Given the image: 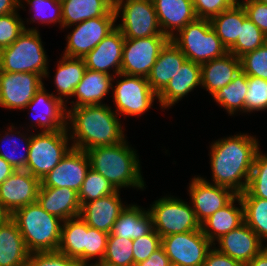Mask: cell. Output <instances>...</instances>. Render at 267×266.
<instances>
[{"mask_svg":"<svg viewBox=\"0 0 267 266\" xmlns=\"http://www.w3.org/2000/svg\"><path fill=\"white\" fill-rule=\"evenodd\" d=\"M170 259L161 246L155 250L146 260L136 264L135 266H168Z\"/></svg>","mask_w":267,"mask_h":266,"instance_id":"52","label":"cell"},{"mask_svg":"<svg viewBox=\"0 0 267 266\" xmlns=\"http://www.w3.org/2000/svg\"><path fill=\"white\" fill-rule=\"evenodd\" d=\"M152 2L161 31L169 38L197 19L193 0H152Z\"/></svg>","mask_w":267,"mask_h":266,"instance_id":"22","label":"cell"},{"mask_svg":"<svg viewBox=\"0 0 267 266\" xmlns=\"http://www.w3.org/2000/svg\"><path fill=\"white\" fill-rule=\"evenodd\" d=\"M113 82L116 84H112V96L116 105L115 112L119 116L142 115L153 106L154 100L158 99L146 77L119 73L114 76Z\"/></svg>","mask_w":267,"mask_h":266,"instance_id":"10","label":"cell"},{"mask_svg":"<svg viewBox=\"0 0 267 266\" xmlns=\"http://www.w3.org/2000/svg\"><path fill=\"white\" fill-rule=\"evenodd\" d=\"M246 18L245 9L238 1L231 8L210 19L213 30L227 50L240 37L241 27Z\"/></svg>","mask_w":267,"mask_h":266,"instance_id":"34","label":"cell"},{"mask_svg":"<svg viewBox=\"0 0 267 266\" xmlns=\"http://www.w3.org/2000/svg\"><path fill=\"white\" fill-rule=\"evenodd\" d=\"M266 42V35L249 18H246L241 27L240 37L228 49V52L240 58L244 54L264 45Z\"/></svg>","mask_w":267,"mask_h":266,"instance_id":"39","label":"cell"},{"mask_svg":"<svg viewBox=\"0 0 267 266\" xmlns=\"http://www.w3.org/2000/svg\"><path fill=\"white\" fill-rule=\"evenodd\" d=\"M67 111L72 148L86 151L97 146L119 144L126 139L119 115L105 103L72 107Z\"/></svg>","mask_w":267,"mask_h":266,"instance_id":"2","label":"cell"},{"mask_svg":"<svg viewBox=\"0 0 267 266\" xmlns=\"http://www.w3.org/2000/svg\"><path fill=\"white\" fill-rule=\"evenodd\" d=\"M27 266H82L76 259L58 251L32 252Z\"/></svg>","mask_w":267,"mask_h":266,"instance_id":"47","label":"cell"},{"mask_svg":"<svg viewBox=\"0 0 267 266\" xmlns=\"http://www.w3.org/2000/svg\"><path fill=\"white\" fill-rule=\"evenodd\" d=\"M20 0H0V16L19 11Z\"/></svg>","mask_w":267,"mask_h":266,"instance_id":"53","label":"cell"},{"mask_svg":"<svg viewBox=\"0 0 267 266\" xmlns=\"http://www.w3.org/2000/svg\"><path fill=\"white\" fill-rule=\"evenodd\" d=\"M14 129L16 131H14ZM15 135L18 137H15ZM21 138L25 144L24 149H23L25 153H22L21 151L19 153V151L17 150V148L21 147L18 143L21 141ZM30 140H31V135L27 136L26 134H24V132L20 133V131H17V128H15V126L13 125L9 126L8 130L5 131L4 136H0V142L2 141L4 143V146L11 143V145L10 144L7 145L8 149H10V146H13V147H11L12 150L10 149V151L7 152L6 150H4L6 149V147L2 150L3 146H0V157L5 159L15 170H25L27 162H28ZM4 141H7V142H4Z\"/></svg>","mask_w":267,"mask_h":266,"instance_id":"36","label":"cell"},{"mask_svg":"<svg viewBox=\"0 0 267 266\" xmlns=\"http://www.w3.org/2000/svg\"><path fill=\"white\" fill-rule=\"evenodd\" d=\"M20 0V7L24 8ZM29 6V12L33 10L34 14L31 20L27 18V22H40L41 24H60L62 29V8L59 0H24Z\"/></svg>","mask_w":267,"mask_h":266,"instance_id":"42","label":"cell"},{"mask_svg":"<svg viewBox=\"0 0 267 266\" xmlns=\"http://www.w3.org/2000/svg\"><path fill=\"white\" fill-rule=\"evenodd\" d=\"M240 198L244 207V222L257 234V236L263 243L266 242L267 200L257 197Z\"/></svg>","mask_w":267,"mask_h":266,"instance_id":"37","label":"cell"},{"mask_svg":"<svg viewBox=\"0 0 267 266\" xmlns=\"http://www.w3.org/2000/svg\"><path fill=\"white\" fill-rule=\"evenodd\" d=\"M116 18L122 22L116 27L125 39L166 36L162 33L152 0H114Z\"/></svg>","mask_w":267,"mask_h":266,"instance_id":"9","label":"cell"},{"mask_svg":"<svg viewBox=\"0 0 267 266\" xmlns=\"http://www.w3.org/2000/svg\"><path fill=\"white\" fill-rule=\"evenodd\" d=\"M217 242V247V243L213 246L219 252L241 262L243 265L251 261L266 247V244L245 222L223 235Z\"/></svg>","mask_w":267,"mask_h":266,"instance_id":"19","label":"cell"},{"mask_svg":"<svg viewBox=\"0 0 267 266\" xmlns=\"http://www.w3.org/2000/svg\"><path fill=\"white\" fill-rule=\"evenodd\" d=\"M188 188L190 203L200 224L237 195L231 189L212 184L198 175L191 179Z\"/></svg>","mask_w":267,"mask_h":266,"instance_id":"15","label":"cell"},{"mask_svg":"<svg viewBox=\"0 0 267 266\" xmlns=\"http://www.w3.org/2000/svg\"><path fill=\"white\" fill-rule=\"evenodd\" d=\"M248 89L245 98V113L267 109V80L248 76Z\"/></svg>","mask_w":267,"mask_h":266,"instance_id":"44","label":"cell"},{"mask_svg":"<svg viewBox=\"0 0 267 266\" xmlns=\"http://www.w3.org/2000/svg\"><path fill=\"white\" fill-rule=\"evenodd\" d=\"M161 247V237L153 229L149 234L133 240L132 251L134 264L146 260L155 250Z\"/></svg>","mask_w":267,"mask_h":266,"instance_id":"48","label":"cell"},{"mask_svg":"<svg viewBox=\"0 0 267 266\" xmlns=\"http://www.w3.org/2000/svg\"><path fill=\"white\" fill-rule=\"evenodd\" d=\"M132 244L133 240L110 233L104 258L98 266H135Z\"/></svg>","mask_w":267,"mask_h":266,"instance_id":"38","label":"cell"},{"mask_svg":"<svg viewBox=\"0 0 267 266\" xmlns=\"http://www.w3.org/2000/svg\"><path fill=\"white\" fill-rule=\"evenodd\" d=\"M109 234L86 224V247H84V265H99L105 255ZM97 258L95 263L89 264Z\"/></svg>","mask_w":267,"mask_h":266,"instance_id":"43","label":"cell"},{"mask_svg":"<svg viewBox=\"0 0 267 266\" xmlns=\"http://www.w3.org/2000/svg\"><path fill=\"white\" fill-rule=\"evenodd\" d=\"M82 266H98V265H82Z\"/></svg>","mask_w":267,"mask_h":266,"instance_id":"59","label":"cell"},{"mask_svg":"<svg viewBox=\"0 0 267 266\" xmlns=\"http://www.w3.org/2000/svg\"><path fill=\"white\" fill-rule=\"evenodd\" d=\"M240 71V58L228 52L220 58L201 64V87L213 95L228 85Z\"/></svg>","mask_w":267,"mask_h":266,"instance_id":"25","label":"cell"},{"mask_svg":"<svg viewBox=\"0 0 267 266\" xmlns=\"http://www.w3.org/2000/svg\"><path fill=\"white\" fill-rule=\"evenodd\" d=\"M10 218L30 253L58 250L63 220L46 212L38 202L18 208Z\"/></svg>","mask_w":267,"mask_h":266,"instance_id":"4","label":"cell"},{"mask_svg":"<svg viewBox=\"0 0 267 266\" xmlns=\"http://www.w3.org/2000/svg\"><path fill=\"white\" fill-rule=\"evenodd\" d=\"M85 152L90 168L106 178L116 190L145 188L137 151L128 145L127 139L119 144L97 146Z\"/></svg>","mask_w":267,"mask_h":266,"instance_id":"3","label":"cell"},{"mask_svg":"<svg viewBox=\"0 0 267 266\" xmlns=\"http://www.w3.org/2000/svg\"><path fill=\"white\" fill-rule=\"evenodd\" d=\"M86 69L83 58H72L63 55L59 59L54 76V84L59 99L67 103L68 99L73 97L75 89L82 80Z\"/></svg>","mask_w":267,"mask_h":266,"instance_id":"32","label":"cell"},{"mask_svg":"<svg viewBox=\"0 0 267 266\" xmlns=\"http://www.w3.org/2000/svg\"><path fill=\"white\" fill-rule=\"evenodd\" d=\"M241 70L247 76H255L267 80V42L240 57Z\"/></svg>","mask_w":267,"mask_h":266,"instance_id":"45","label":"cell"},{"mask_svg":"<svg viewBox=\"0 0 267 266\" xmlns=\"http://www.w3.org/2000/svg\"><path fill=\"white\" fill-rule=\"evenodd\" d=\"M238 1L245 9L247 18H249L267 37V5L259 0Z\"/></svg>","mask_w":267,"mask_h":266,"instance_id":"50","label":"cell"},{"mask_svg":"<svg viewBox=\"0 0 267 266\" xmlns=\"http://www.w3.org/2000/svg\"><path fill=\"white\" fill-rule=\"evenodd\" d=\"M69 141L68 129L40 131L38 134L32 132L25 170L42 180L72 148Z\"/></svg>","mask_w":267,"mask_h":266,"instance_id":"7","label":"cell"},{"mask_svg":"<svg viewBox=\"0 0 267 266\" xmlns=\"http://www.w3.org/2000/svg\"><path fill=\"white\" fill-rule=\"evenodd\" d=\"M199 85L201 86V64L186 60L167 86L158 94L157 100L161 109H169Z\"/></svg>","mask_w":267,"mask_h":266,"instance_id":"23","label":"cell"},{"mask_svg":"<svg viewBox=\"0 0 267 266\" xmlns=\"http://www.w3.org/2000/svg\"><path fill=\"white\" fill-rule=\"evenodd\" d=\"M114 76L86 69L84 76L77 85L74 96L76 101H71V107L84 105H102V100L112 89Z\"/></svg>","mask_w":267,"mask_h":266,"instance_id":"30","label":"cell"},{"mask_svg":"<svg viewBox=\"0 0 267 266\" xmlns=\"http://www.w3.org/2000/svg\"><path fill=\"white\" fill-rule=\"evenodd\" d=\"M210 148L211 183L227 187L237 195L244 192L260 149L258 139L240 133L218 139L212 142Z\"/></svg>","mask_w":267,"mask_h":266,"instance_id":"1","label":"cell"},{"mask_svg":"<svg viewBox=\"0 0 267 266\" xmlns=\"http://www.w3.org/2000/svg\"><path fill=\"white\" fill-rule=\"evenodd\" d=\"M41 180L26 170H16L0 185V205L10 216L15 210L37 202Z\"/></svg>","mask_w":267,"mask_h":266,"instance_id":"17","label":"cell"},{"mask_svg":"<svg viewBox=\"0 0 267 266\" xmlns=\"http://www.w3.org/2000/svg\"><path fill=\"white\" fill-rule=\"evenodd\" d=\"M116 20V14H106L76 24L66 37L67 46L63 55L84 58L116 28Z\"/></svg>","mask_w":267,"mask_h":266,"instance_id":"13","label":"cell"},{"mask_svg":"<svg viewBox=\"0 0 267 266\" xmlns=\"http://www.w3.org/2000/svg\"><path fill=\"white\" fill-rule=\"evenodd\" d=\"M161 246L171 263L179 266H203L213 244L202 230H195L162 237Z\"/></svg>","mask_w":267,"mask_h":266,"instance_id":"12","label":"cell"},{"mask_svg":"<svg viewBox=\"0 0 267 266\" xmlns=\"http://www.w3.org/2000/svg\"><path fill=\"white\" fill-rule=\"evenodd\" d=\"M152 230V218L148 209L145 210L137 204H129L121 211L111 233L134 240L149 234Z\"/></svg>","mask_w":267,"mask_h":266,"instance_id":"31","label":"cell"},{"mask_svg":"<svg viewBox=\"0 0 267 266\" xmlns=\"http://www.w3.org/2000/svg\"><path fill=\"white\" fill-rule=\"evenodd\" d=\"M116 189L100 173L89 169L86 173L85 180L78 192L80 204L97 200L101 197L114 193Z\"/></svg>","mask_w":267,"mask_h":266,"instance_id":"41","label":"cell"},{"mask_svg":"<svg viewBox=\"0 0 267 266\" xmlns=\"http://www.w3.org/2000/svg\"><path fill=\"white\" fill-rule=\"evenodd\" d=\"M148 211L152 218L153 229L165 237L171 234L201 230L192 205L173 197L163 196L150 204Z\"/></svg>","mask_w":267,"mask_h":266,"instance_id":"8","label":"cell"},{"mask_svg":"<svg viewBox=\"0 0 267 266\" xmlns=\"http://www.w3.org/2000/svg\"><path fill=\"white\" fill-rule=\"evenodd\" d=\"M62 28L106 14H115L114 0H62Z\"/></svg>","mask_w":267,"mask_h":266,"instance_id":"29","label":"cell"},{"mask_svg":"<svg viewBox=\"0 0 267 266\" xmlns=\"http://www.w3.org/2000/svg\"><path fill=\"white\" fill-rule=\"evenodd\" d=\"M238 202L239 207L234 205ZM244 222V207L239 195H236L226 206L217 210L201 224L203 234L214 245L215 241Z\"/></svg>","mask_w":267,"mask_h":266,"instance_id":"27","label":"cell"},{"mask_svg":"<svg viewBox=\"0 0 267 266\" xmlns=\"http://www.w3.org/2000/svg\"><path fill=\"white\" fill-rule=\"evenodd\" d=\"M168 266H179V265L170 262V264Z\"/></svg>","mask_w":267,"mask_h":266,"instance_id":"57","label":"cell"},{"mask_svg":"<svg viewBox=\"0 0 267 266\" xmlns=\"http://www.w3.org/2000/svg\"><path fill=\"white\" fill-rule=\"evenodd\" d=\"M89 169L90 162L86 152L71 148L41 180L40 187L71 188L79 192Z\"/></svg>","mask_w":267,"mask_h":266,"instance_id":"16","label":"cell"},{"mask_svg":"<svg viewBox=\"0 0 267 266\" xmlns=\"http://www.w3.org/2000/svg\"><path fill=\"white\" fill-rule=\"evenodd\" d=\"M179 33V34H178ZM187 60L203 64L228 53L209 19L197 18L170 38Z\"/></svg>","mask_w":267,"mask_h":266,"instance_id":"6","label":"cell"},{"mask_svg":"<svg viewBox=\"0 0 267 266\" xmlns=\"http://www.w3.org/2000/svg\"><path fill=\"white\" fill-rule=\"evenodd\" d=\"M120 190L81 205L79 216L90 227L110 234L121 211L126 207Z\"/></svg>","mask_w":267,"mask_h":266,"instance_id":"21","label":"cell"},{"mask_svg":"<svg viewBox=\"0 0 267 266\" xmlns=\"http://www.w3.org/2000/svg\"><path fill=\"white\" fill-rule=\"evenodd\" d=\"M29 255L16 223L10 216L0 221V266H27Z\"/></svg>","mask_w":267,"mask_h":266,"instance_id":"26","label":"cell"},{"mask_svg":"<svg viewBox=\"0 0 267 266\" xmlns=\"http://www.w3.org/2000/svg\"><path fill=\"white\" fill-rule=\"evenodd\" d=\"M259 1L267 5V0H259Z\"/></svg>","mask_w":267,"mask_h":266,"instance_id":"58","label":"cell"},{"mask_svg":"<svg viewBox=\"0 0 267 266\" xmlns=\"http://www.w3.org/2000/svg\"><path fill=\"white\" fill-rule=\"evenodd\" d=\"M26 27L18 12L0 16V50L10 46Z\"/></svg>","mask_w":267,"mask_h":266,"instance_id":"46","label":"cell"},{"mask_svg":"<svg viewBox=\"0 0 267 266\" xmlns=\"http://www.w3.org/2000/svg\"><path fill=\"white\" fill-rule=\"evenodd\" d=\"M8 217V215L5 213V211L2 209L1 205H0V221L6 219Z\"/></svg>","mask_w":267,"mask_h":266,"instance_id":"56","label":"cell"},{"mask_svg":"<svg viewBox=\"0 0 267 266\" xmlns=\"http://www.w3.org/2000/svg\"><path fill=\"white\" fill-rule=\"evenodd\" d=\"M248 76L241 70L234 79L226 86L212 95L219 106L224 107L231 116L242 111L245 112V98L248 89Z\"/></svg>","mask_w":267,"mask_h":266,"instance_id":"35","label":"cell"},{"mask_svg":"<svg viewBox=\"0 0 267 266\" xmlns=\"http://www.w3.org/2000/svg\"><path fill=\"white\" fill-rule=\"evenodd\" d=\"M125 38L116 27L84 58L87 69L103 72L112 76L121 73L122 50ZM113 69V72L110 73Z\"/></svg>","mask_w":267,"mask_h":266,"instance_id":"20","label":"cell"},{"mask_svg":"<svg viewBox=\"0 0 267 266\" xmlns=\"http://www.w3.org/2000/svg\"><path fill=\"white\" fill-rule=\"evenodd\" d=\"M43 85L36 92L33 99L27 104L26 108H31L33 114V122L30 124L32 128L35 125L41 127V132H54L60 129H67V105L64 101L59 99L57 95L46 92Z\"/></svg>","mask_w":267,"mask_h":266,"instance_id":"18","label":"cell"},{"mask_svg":"<svg viewBox=\"0 0 267 266\" xmlns=\"http://www.w3.org/2000/svg\"><path fill=\"white\" fill-rule=\"evenodd\" d=\"M203 266H244L241 262L219 252L214 246L208 251Z\"/></svg>","mask_w":267,"mask_h":266,"instance_id":"51","label":"cell"},{"mask_svg":"<svg viewBox=\"0 0 267 266\" xmlns=\"http://www.w3.org/2000/svg\"><path fill=\"white\" fill-rule=\"evenodd\" d=\"M238 0H193L197 18L211 19L231 8Z\"/></svg>","mask_w":267,"mask_h":266,"instance_id":"49","label":"cell"},{"mask_svg":"<svg viewBox=\"0 0 267 266\" xmlns=\"http://www.w3.org/2000/svg\"><path fill=\"white\" fill-rule=\"evenodd\" d=\"M84 247H86V222L80 216L63 221L57 251L84 265Z\"/></svg>","mask_w":267,"mask_h":266,"instance_id":"33","label":"cell"},{"mask_svg":"<svg viewBox=\"0 0 267 266\" xmlns=\"http://www.w3.org/2000/svg\"><path fill=\"white\" fill-rule=\"evenodd\" d=\"M240 197H257L267 200V154L256 153L247 188Z\"/></svg>","mask_w":267,"mask_h":266,"instance_id":"40","label":"cell"},{"mask_svg":"<svg viewBox=\"0 0 267 266\" xmlns=\"http://www.w3.org/2000/svg\"><path fill=\"white\" fill-rule=\"evenodd\" d=\"M37 202L46 212L63 221L80 214L78 192L71 188L40 187Z\"/></svg>","mask_w":267,"mask_h":266,"instance_id":"24","label":"cell"},{"mask_svg":"<svg viewBox=\"0 0 267 266\" xmlns=\"http://www.w3.org/2000/svg\"><path fill=\"white\" fill-rule=\"evenodd\" d=\"M41 40L36 27H27L10 46L0 50V71L49 77L48 55Z\"/></svg>","mask_w":267,"mask_h":266,"instance_id":"5","label":"cell"},{"mask_svg":"<svg viewBox=\"0 0 267 266\" xmlns=\"http://www.w3.org/2000/svg\"><path fill=\"white\" fill-rule=\"evenodd\" d=\"M16 170L2 157H0V185Z\"/></svg>","mask_w":267,"mask_h":266,"instance_id":"54","label":"cell"},{"mask_svg":"<svg viewBox=\"0 0 267 266\" xmlns=\"http://www.w3.org/2000/svg\"><path fill=\"white\" fill-rule=\"evenodd\" d=\"M169 41L168 36L125 39L122 50L121 73L147 78L161 50Z\"/></svg>","mask_w":267,"mask_h":266,"instance_id":"11","label":"cell"},{"mask_svg":"<svg viewBox=\"0 0 267 266\" xmlns=\"http://www.w3.org/2000/svg\"><path fill=\"white\" fill-rule=\"evenodd\" d=\"M187 60L182 51L171 41L161 50L147 77L151 89L158 95Z\"/></svg>","mask_w":267,"mask_h":266,"instance_id":"28","label":"cell"},{"mask_svg":"<svg viewBox=\"0 0 267 266\" xmlns=\"http://www.w3.org/2000/svg\"><path fill=\"white\" fill-rule=\"evenodd\" d=\"M244 266H267V246Z\"/></svg>","mask_w":267,"mask_h":266,"instance_id":"55","label":"cell"},{"mask_svg":"<svg viewBox=\"0 0 267 266\" xmlns=\"http://www.w3.org/2000/svg\"><path fill=\"white\" fill-rule=\"evenodd\" d=\"M42 76L36 73H12L0 71V107L26 109L36 92L44 85Z\"/></svg>","mask_w":267,"mask_h":266,"instance_id":"14","label":"cell"}]
</instances>
